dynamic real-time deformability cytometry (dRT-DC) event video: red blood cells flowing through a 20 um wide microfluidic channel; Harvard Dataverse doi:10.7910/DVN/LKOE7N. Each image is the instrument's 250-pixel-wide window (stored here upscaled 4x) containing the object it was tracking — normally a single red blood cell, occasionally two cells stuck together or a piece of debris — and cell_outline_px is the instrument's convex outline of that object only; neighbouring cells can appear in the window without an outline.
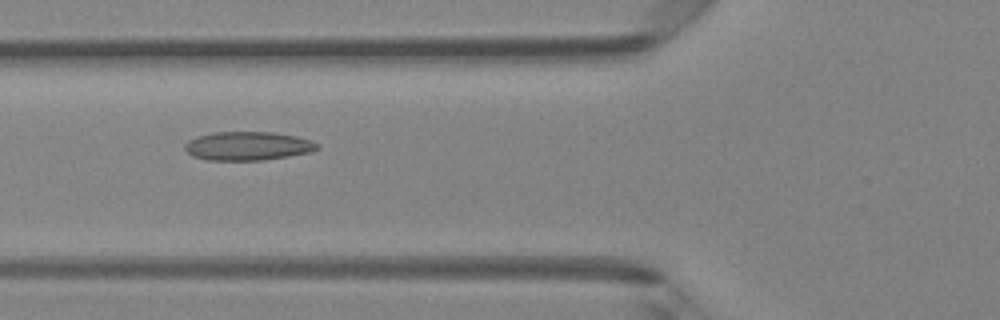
{"species": "Egyptian fruit bat (a non-hibernating species)", "species_latin": "Rousettus aegyptiacus", "temperature_condition": "room temperature", "stored_images_in_passage": 36, "camera_frame_rate_fps": 3000, "um_per_image_px": 0.085, "animal": {"sex": "female"}, "frame": {"image": 1, "passage_image": 6, "time_ms": 1.667, "image_size_px": [1000, 320], "cell_outline_px": [[320, 148], [312, 152], [264, 160], [208, 160], [192, 156], [184, 148], [184, 144], [188, 140], [196, 136], [212, 132], [272, 132], [296, 136], [312, 140], [320, 144]], "centroid_in_image_um": [21.08, 12.4], "position_along_channel_um": 104.7, "area_um2": 22.37}}
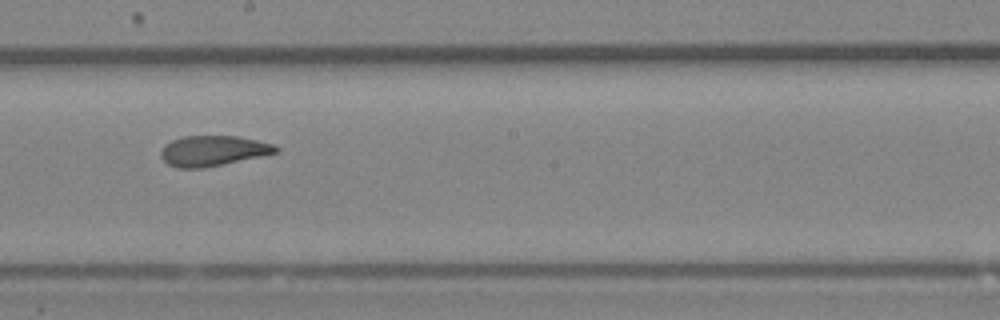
{"frame": {"image": 2, "passage_image": 15, "time_ms": 4.667, "image_size_px": [1000, 320], "cell_outline_px": [[280, 152], [204, 168], [176, 168], [168, 164], [160, 156], [160, 152], [172, 140], [184, 136], [240, 136], [272, 144], [280, 148]], "centroid_in_image_um": [18.13, 12.82], "position_along_channel_um": 230.1, "area_um2": 20.23}}
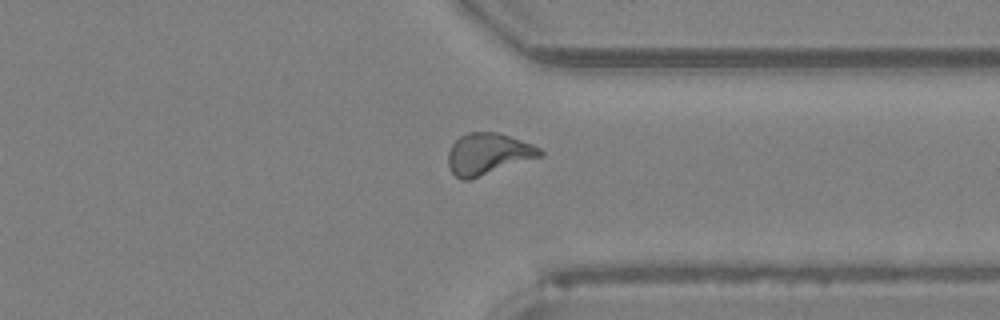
{"frame": {"image": 3, "passage_image": 25, "time_ms": 8.0, "image_size_px": [1000, 320], "cell_outline_px": [[544, 156], [472, 180], [460, 180], [452, 172], [448, 164], [448, 152], [452, 144], [460, 136], [468, 132], [500, 132], [532, 144], [540, 148], [544, 152]], "centroid_in_image_um": [41.52, 13.1], "position_along_channel_um": 369.9, "area_um2": 22.72}, "authors_computed_cell_mechanics": {"area_um2": 21.097, "velocity_mm_per_s": 4.2012, "shape_relaxation_time_tau1_ms": null, "shape_relaxation_time_tau2_ms": 1.7623, "deformation_change_tau1": null, "deformation_change_tau2": 0.0912}}